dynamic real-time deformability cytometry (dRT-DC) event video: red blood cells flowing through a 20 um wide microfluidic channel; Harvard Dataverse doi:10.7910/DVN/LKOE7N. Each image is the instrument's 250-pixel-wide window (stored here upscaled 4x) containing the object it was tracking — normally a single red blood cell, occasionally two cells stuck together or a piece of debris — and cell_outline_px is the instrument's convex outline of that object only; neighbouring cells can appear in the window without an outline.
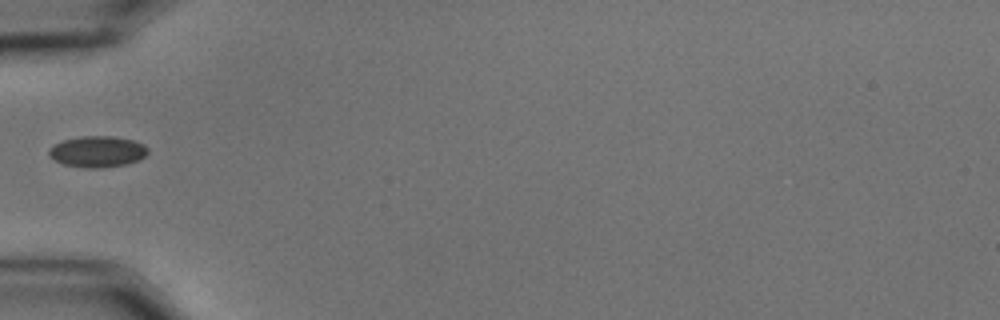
{"species": "common noctule bat (a hibernating species)", "species_latin": "Nyctalus noctula", "temperature_condition": "cold", "stored_images_in_passage": 5, "camera_frame_rate_fps": 3000, "um_per_image_px": 0.085, "animal": {"sex": "male", "body_mass_g": 15.6}, "frame": {"image": 1, "passage_image": 1, "time_ms": 0.0, "image_size_px": [1000, 320], "cell_outline_px": [[148, 152], [140, 160], [128, 164], [100, 168], [84, 168], [64, 164], [48, 156], [48, 148], [64, 140], [80, 136], [112, 136], [132, 140], [144, 144], [148, 148]], "centroid_in_image_um": [8.29, 12.89], "position_along_channel_um": 76.7, "area_um2": 18.03}}